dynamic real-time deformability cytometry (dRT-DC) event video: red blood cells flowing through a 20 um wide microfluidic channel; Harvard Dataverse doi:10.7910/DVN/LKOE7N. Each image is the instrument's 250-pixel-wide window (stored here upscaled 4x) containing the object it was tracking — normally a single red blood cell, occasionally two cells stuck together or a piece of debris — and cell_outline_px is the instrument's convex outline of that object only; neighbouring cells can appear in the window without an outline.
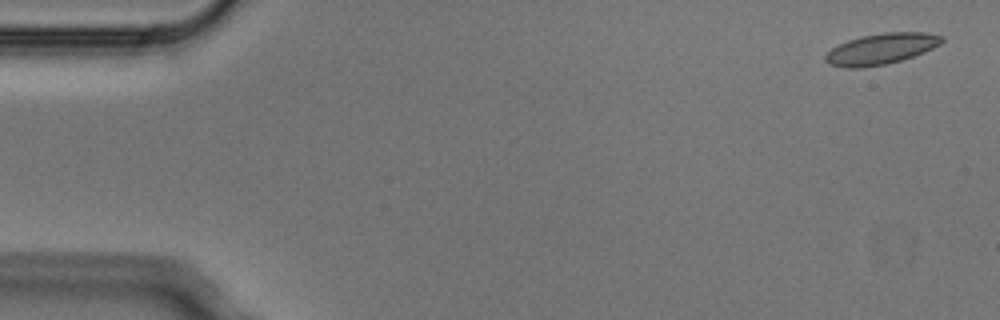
{"species": "Egyptian fruit bat (a non-hibernating species)", "species_latin": "Rousettus aegyptiacus", "temperature_condition": "cold", "stored_images_in_passage": 6, "camera_frame_rate_fps": 3000, "um_per_image_px": 0.085, "animal": {"sex": "male"}, "frame": {"image": 1, "passage_image": 1, "time_ms": 0.0, "image_size_px": [1000, 320], "cell_outline_px": [[944, 40], [940, 44], [924, 52], [888, 64], [860, 68], [844, 68], [828, 64], [824, 60], [824, 56], [832, 48], [848, 40], [860, 36], [884, 32], [924, 32], [944, 36]], "centroid_in_image_um": [74.88, 4.15], "position_along_channel_um": 10.1, "area_um2": 21.04}}
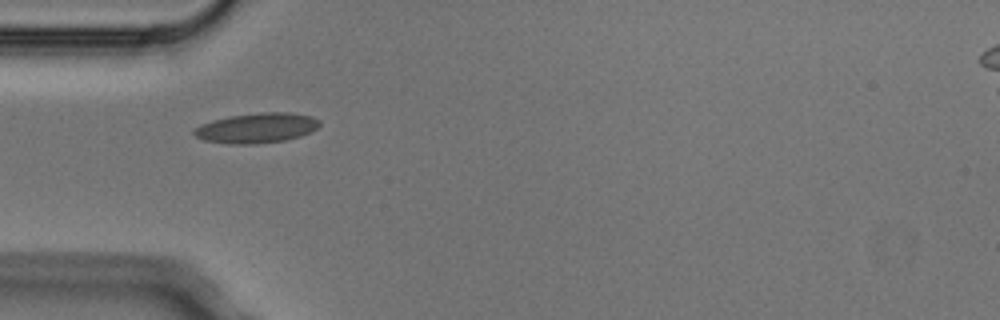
{"frame": {"image": 2, "passage_image": 5, "time_ms": 1.333, "image_size_px": [1000, 320], "cell_outline_px": [[320, 124], [312, 132], [300, 136], [284, 140], [252, 144], [228, 144], [204, 140], [196, 136], [192, 132], [200, 124], [212, 120], [228, 116], [260, 112], [288, 112], [312, 116], [320, 120]], "centroid_in_image_um": [21.82, 10.87], "position_along_channel_um": 63.2, "area_um2": 22.02}}